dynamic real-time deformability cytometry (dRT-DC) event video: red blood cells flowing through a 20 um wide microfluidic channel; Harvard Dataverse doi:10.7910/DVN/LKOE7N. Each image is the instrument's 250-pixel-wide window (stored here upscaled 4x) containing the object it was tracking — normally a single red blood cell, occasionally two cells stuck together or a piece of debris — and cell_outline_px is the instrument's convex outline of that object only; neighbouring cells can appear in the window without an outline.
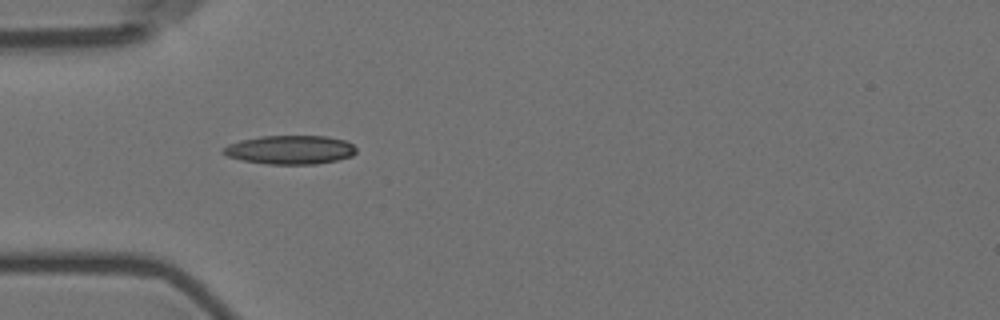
{"species": "Egyptian fruit bat (a non-hibernating species)", "species_latin": "Rousettus aegyptiacus", "temperature_condition": "room temperature", "stored_images_in_passage": 6, "camera_frame_rate_fps": 3000, "um_per_image_px": 0.085, "animal": {"sex": "female"}, "frame": {"image": 1, "passage_image": 5, "time_ms": 4.667, "image_size_px": [1000, 320], "cell_outline_px": [[356, 152], [352, 156], [336, 160], [316, 164], [268, 164], [244, 160], [228, 156], [220, 152], [228, 144], [240, 140], [260, 136], [328, 136], [344, 140], [352, 144], [356, 148]], "centroid_in_image_um": [24.67, 12.72], "position_along_channel_um": 60.3, "area_um2": 22.25}}
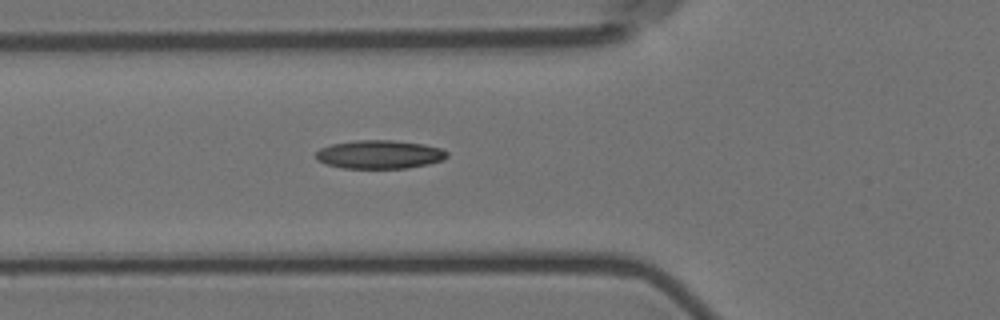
{"frame": {"image": 2, "passage_image": 6, "time_ms": 5.667, "image_size_px": [1000, 320], "cell_outline_px": [[448, 156], [444, 160], [428, 164], [408, 168], [340, 168], [316, 160], [316, 152], [320, 148], [332, 144], [356, 140], [392, 140], [424, 144], [440, 148], [448, 152]], "centroid_in_image_um": [32.27, 13.13], "position_along_channel_um": 93.5, "area_um2": 21.85}}